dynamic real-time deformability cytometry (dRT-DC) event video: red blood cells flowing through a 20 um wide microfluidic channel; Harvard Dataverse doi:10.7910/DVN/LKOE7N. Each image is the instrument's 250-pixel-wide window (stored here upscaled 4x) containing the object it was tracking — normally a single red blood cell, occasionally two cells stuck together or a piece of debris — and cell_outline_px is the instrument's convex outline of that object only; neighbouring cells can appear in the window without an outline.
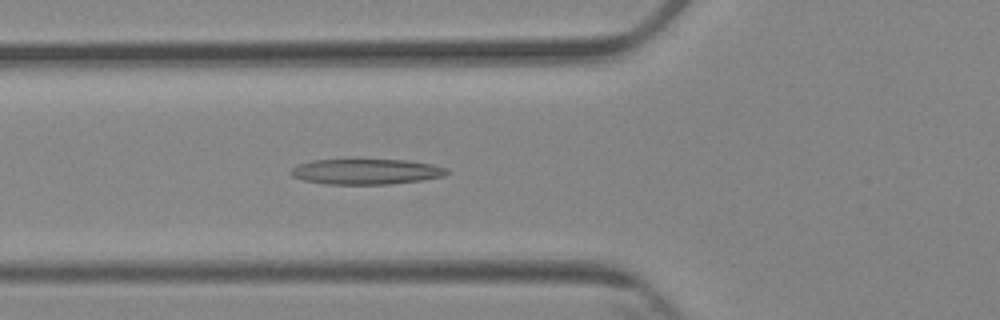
{"species": "Egyptian fruit bat (a non-hibernating species)", "species_latin": "Rousettus aegyptiacus", "temperature_condition": "cold", "stored_images_in_passage": 6, "camera_frame_rate_fps": 3000, "um_per_image_px": 0.085, "animal": {"sex": "female"}, "frame": {"image": 1, "passage_image": 6, "time_ms": 5.667, "image_size_px": [1000, 320], "cell_outline_px": [[448, 172], [444, 176], [420, 180], [388, 184], [324, 184], [300, 180], [292, 176], [288, 172], [292, 168], [300, 164], [312, 160], [352, 156], [408, 160], [432, 164], [448, 168]], "centroid_in_image_um": [31.05, 14.53], "position_along_channel_um": 94.8, "area_um2": 24.51}}